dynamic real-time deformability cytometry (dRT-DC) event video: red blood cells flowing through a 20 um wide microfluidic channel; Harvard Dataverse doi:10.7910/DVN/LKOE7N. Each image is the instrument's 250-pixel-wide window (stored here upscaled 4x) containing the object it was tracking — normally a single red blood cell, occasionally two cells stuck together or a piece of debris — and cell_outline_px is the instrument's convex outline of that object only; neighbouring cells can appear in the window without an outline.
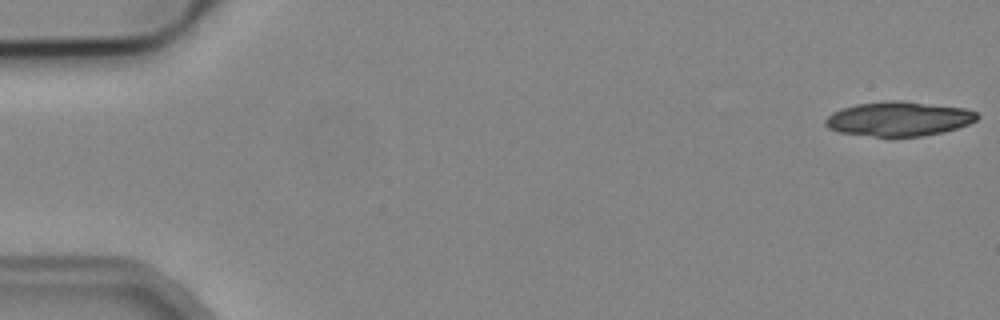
{"species": "common noctule bat (a hibernating species)", "species_latin": "Nyctalus noctula", "temperature_condition": "cold", "stored_images_in_passage": 5, "camera_frame_rate_fps": 3000, "um_per_image_px": 0.085, "animal": {"sex": "male", "body_mass_g": 19.2, "forearm_length_mm": 51.8}, "frame": {"image": 1, "passage_image": 1, "time_ms": 0.0, "image_size_px": [1000, 320], "cell_outline_px": [[980, 116], [976, 120], [968, 124], [944, 132], [924, 136], [876, 136], [840, 132], [828, 128], [824, 124], [824, 120], [832, 112], [856, 104], [884, 100], [900, 100], [964, 108], [976, 112]], "centroid_in_image_um": [76.39, 10.09], "position_along_channel_um": 8.6, "area_um2": 30.4}}